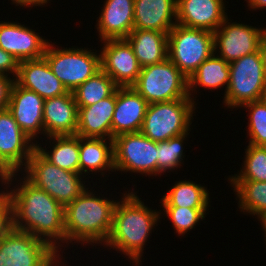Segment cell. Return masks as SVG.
Listing matches in <instances>:
<instances>
[{
	"instance_id": "6da1fadb",
	"label": "cell",
	"mask_w": 266,
	"mask_h": 266,
	"mask_svg": "<svg viewBox=\"0 0 266 266\" xmlns=\"http://www.w3.org/2000/svg\"><path fill=\"white\" fill-rule=\"evenodd\" d=\"M17 176L19 175L15 172L0 179L2 186L8 184L4 187V191L9 199L10 225L15 229L31 233L60 254L62 251L60 247L65 243L64 207L24 176H21L22 179L18 178L21 181L16 179ZM15 181L17 183L19 181L18 185L14 183ZM11 185L14 187L10 188Z\"/></svg>"
},
{
	"instance_id": "7a4b0ae2",
	"label": "cell",
	"mask_w": 266,
	"mask_h": 266,
	"mask_svg": "<svg viewBox=\"0 0 266 266\" xmlns=\"http://www.w3.org/2000/svg\"><path fill=\"white\" fill-rule=\"evenodd\" d=\"M130 190L125 191L115 205L112 231L103 247L116 249L117 253L127 256L130 263L140 266L148 237L160 222L162 212L145 206L137 191Z\"/></svg>"
},
{
	"instance_id": "3957f363",
	"label": "cell",
	"mask_w": 266,
	"mask_h": 266,
	"mask_svg": "<svg viewBox=\"0 0 266 266\" xmlns=\"http://www.w3.org/2000/svg\"><path fill=\"white\" fill-rule=\"evenodd\" d=\"M88 189L90 188L87 187L64 208L67 245L79 242L82 246H103L112 231L113 212L117 200L108 199L104 195L101 197L93 189Z\"/></svg>"
},
{
	"instance_id": "277c9868",
	"label": "cell",
	"mask_w": 266,
	"mask_h": 266,
	"mask_svg": "<svg viewBox=\"0 0 266 266\" xmlns=\"http://www.w3.org/2000/svg\"><path fill=\"white\" fill-rule=\"evenodd\" d=\"M20 173L30 183L46 191L64 208L88 186L85 185V177L79 172L66 171L55 166L36 148Z\"/></svg>"
},
{
	"instance_id": "5b68a950",
	"label": "cell",
	"mask_w": 266,
	"mask_h": 266,
	"mask_svg": "<svg viewBox=\"0 0 266 266\" xmlns=\"http://www.w3.org/2000/svg\"><path fill=\"white\" fill-rule=\"evenodd\" d=\"M196 101L176 99L148 104L141 133L159 142L191 131Z\"/></svg>"
},
{
	"instance_id": "8992f818",
	"label": "cell",
	"mask_w": 266,
	"mask_h": 266,
	"mask_svg": "<svg viewBox=\"0 0 266 266\" xmlns=\"http://www.w3.org/2000/svg\"><path fill=\"white\" fill-rule=\"evenodd\" d=\"M229 68V86L222 102L225 107L239 109L266 93V74L259 50L229 63Z\"/></svg>"
},
{
	"instance_id": "52a82bcc",
	"label": "cell",
	"mask_w": 266,
	"mask_h": 266,
	"mask_svg": "<svg viewBox=\"0 0 266 266\" xmlns=\"http://www.w3.org/2000/svg\"><path fill=\"white\" fill-rule=\"evenodd\" d=\"M132 87L148 104L191 99L188 78L168 58L142 67Z\"/></svg>"
},
{
	"instance_id": "ba28073f",
	"label": "cell",
	"mask_w": 266,
	"mask_h": 266,
	"mask_svg": "<svg viewBox=\"0 0 266 266\" xmlns=\"http://www.w3.org/2000/svg\"><path fill=\"white\" fill-rule=\"evenodd\" d=\"M50 43L51 41L43 57L54 75L69 92H73L101 69L100 53L96 50L94 52V49L92 51L87 47L75 46L60 49Z\"/></svg>"
},
{
	"instance_id": "9c48e42d",
	"label": "cell",
	"mask_w": 266,
	"mask_h": 266,
	"mask_svg": "<svg viewBox=\"0 0 266 266\" xmlns=\"http://www.w3.org/2000/svg\"><path fill=\"white\" fill-rule=\"evenodd\" d=\"M168 59L189 78L214 52V34L176 24L168 33Z\"/></svg>"
},
{
	"instance_id": "30bf717a",
	"label": "cell",
	"mask_w": 266,
	"mask_h": 266,
	"mask_svg": "<svg viewBox=\"0 0 266 266\" xmlns=\"http://www.w3.org/2000/svg\"><path fill=\"white\" fill-rule=\"evenodd\" d=\"M60 256L48 243L11 225L0 238V266H58Z\"/></svg>"
},
{
	"instance_id": "8fae6325",
	"label": "cell",
	"mask_w": 266,
	"mask_h": 266,
	"mask_svg": "<svg viewBox=\"0 0 266 266\" xmlns=\"http://www.w3.org/2000/svg\"><path fill=\"white\" fill-rule=\"evenodd\" d=\"M113 152L115 171L157 176L158 142L141 132L113 138Z\"/></svg>"
},
{
	"instance_id": "7c38bea8",
	"label": "cell",
	"mask_w": 266,
	"mask_h": 266,
	"mask_svg": "<svg viewBox=\"0 0 266 266\" xmlns=\"http://www.w3.org/2000/svg\"><path fill=\"white\" fill-rule=\"evenodd\" d=\"M35 148L8 108L0 110V179L10 173L19 174Z\"/></svg>"
},
{
	"instance_id": "4fadbf2b",
	"label": "cell",
	"mask_w": 266,
	"mask_h": 266,
	"mask_svg": "<svg viewBox=\"0 0 266 266\" xmlns=\"http://www.w3.org/2000/svg\"><path fill=\"white\" fill-rule=\"evenodd\" d=\"M262 28L232 22L228 17L214 34V52L231 63L239 58L257 52L260 48Z\"/></svg>"
},
{
	"instance_id": "5bb4252c",
	"label": "cell",
	"mask_w": 266,
	"mask_h": 266,
	"mask_svg": "<svg viewBox=\"0 0 266 266\" xmlns=\"http://www.w3.org/2000/svg\"><path fill=\"white\" fill-rule=\"evenodd\" d=\"M101 69L107 73L119 87L132 86L141 72V66L127 39L101 41Z\"/></svg>"
},
{
	"instance_id": "9a60e30c",
	"label": "cell",
	"mask_w": 266,
	"mask_h": 266,
	"mask_svg": "<svg viewBox=\"0 0 266 266\" xmlns=\"http://www.w3.org/2000/svg\"><path fill=\"white\" fill-rule=\"evenodd\" d=\"M43 107L44 99L42 97L14 81L7 108L22 131L35 144L38 143L37 140L35 141L36 137L39 139L38 134L44 136Z\"/></svg>"
},
{
	"instance_id": "2e32d148",
	"label": "cell",
	"mask_w": 266,
	"mask_h": 266,
	"mask_svg": "<svg viewBox=\"0 0 266 266\" xmlns=\"http://www.w3.org/2000/svg\"><path fill=\"white\" fill-rule=\"evenodd\" d=\"M35 31L17 21H0V48L9 52L18 62L41 58L50 40Z\"/></svg>"
},
{
	"instance_id": "e0dca14e",
	"label": "cell",
	"mask_w": 266,
	"mask_h": 266,
	"mask_svg": "<svg viewBox=\"0 0 266 266\" xmlns=\"http://www.w3.org/2000/svg\"><path fill=\"white\" fill-rule=\"evenodd\" d=\"M225 0H177V24L215 32L228 17Z\"/></svg>"
},
{
	"instance_id": "ac0fdd59",
	"label": "cell",
	"mask_w": 266,
	"mask_h": 266,
	"mask_svg": "<svg viewBox=\"0 0 266 266\" xmlns=\"http://www.w3.org/2000/svg\"><path fill=\"white\" fill-rule=\"evenodd\" d=\"M147 101L132 87H118L112 119V139L123 133L141 131Z\"/></svg>"
},
{
	"instance_id": "d6986e66",
	"label": "cell",
	"mask_w": 266,
	"mask_h": 266,
	"mask_svg": "<svg viewBox=\"0 0 266 266\" xmlns=\"http://www.w3.org/2000/svg\"><path fill=\"white\" fill-rule=\"evenodd\" d=\"M15 81L21 87L34 91L44 100L68 92L44 57L20 61Z\"/></svg>"
},
{
	"instance_id": "ffe728a7",
	"label": "cell",
	"mask_w": 266,
	"mask_h": 266,
	"mask_svg": "<svg viewBox=\"0 0 266 266\" xmlns=\"http://www.w3.org/2000/svg\"><path fill=\"white\" fill-rule=\"evenodd\" d=\"M44 136L76 135L78 107L73 92L44 100Z\"/></svg>"
},
{
	"instance_id": "44dd1931",
	"label": "cell",
	"mask_w": 266,
	"mask_h": 266,
	"mask_svg": "<svg viewBox=\"0 0 266 266\" xmlns=\"http://www.w3.org/2000/svg\"><path fill=\"white\" fill-rule=\"evenodd\" d=\"M135 0H105L96 29L100 41L126 39L134 28Z\"/></svg>"
},
{
	"instance_id": "7402d4cb",
	"label": "cell",
	"mask_w": 266,
	"mask_h": 266,
	"mask_svg": "<svg viewBox=\"0 0 266 266\" xmlns=\"http://www.w3.org/2000/svg\"><path fill=\"white\" fill-rule=\"evenodd\" d=\"M116 105V91L96 104L78 107L76 135L85 138L112 139V119Z\"/></svg>"
},
{
	"instance_id": "603a6c76",
	"label": "cell",
	"mask_w": 266,
	"mask_h": 266,
	"mask_svg": "<svg viewBox=\"0 0 266 266\" xmlns=\"http://www.w3.org/2000/svg\"><path fill=\"white\" fill-rule=\"evenodd\" d=\"M175 20V21H174ZM177 0H135L134 28L169 33L177 24Z\"/></svg>"
},
{
	"instance_id": "cb8c5ba5",
	"label": "cell",
	"mask_w": 266,
	"mask_h": 266,
	"mask_svg": "<svg viewBox=\"0 0 266 266\" xmlns=\"http://www.w3.org/2000/svg\"><path fill=\"white\" fill-rule=\"evenodd\" d=\"M107 171L115 172L113 139L79 136V173L86 179L90 172L104 176Z\"/></svg>"
},
{
	"instance_id": "d4e9b609",
	"label": "cell",
	"mask_w": 266,
	"mask_h": 266,
	"mask_svg": "<svg viewBox=\"0 0 266 266\" xmlns=\"http://www.w3.org/2000/svg\"><path fill=\"white\" fill-rule=\"evenodd\" d=\"M126 39L141 67L160 63L168 58V34L165 32L133 29Z\"/></svg>"
},
{
	"instance_id": "484cf974",
	"label": "cell",
	"mask_w": 266,
	"mask_h": 266,
	"mask_svg": "<svg viewBox=\"0 0 266 266\" xmlns=\"http://www.w3.org/2000/svg\"><path fill=\"white\" fill-rule=\"evenodd\" d=\"M230 68L229 63L223 58L218 57L215 53L206 59L198 69L188 78L189 80V97L196 100L197 88L218 90L225 87V92L229 86ZM192 93V94H191ZM193 97V98H192Z\"/></svg>"
},
{
	"instance_id": "4316f807",
	"label": "cell",
	"mask_w": 266,
	"mask_h": 266,
	"mask_svg": "<svg viewBox=\"0 0 266 266\" xmlns=\"http://www.w3.org/2000/svg\"><path fill=\"white\" fill-rule=\"evenodd\" d=\"M47 140L51 146L50 150L42 147L40 143L36 144V149L55 166L66 171L79 172V136H51L47 137Z\"/></svg>"
},
{
	"instance_id": "83f0119b",
	"label": "cell",
	"mask_w": 266,
	"mask_h": 266,
	"mask_svg": "<svg viewBox=\"0 0 266 266\" xmlns=\"http://www.w3.org/2000/svg\"><path fill=\"white\" fill-rule=\"evenodd\" d=\"M189 179L175 182L160 199L163 207L209 208V191L205 185Z\"/></svg>"
},
{
	"instance_id": "f1b7e54d",
	"label": "cell",
	"mask_w": 266,
	"mask_h": 266,
	"mask_svg": "<svg viewBox=\"0 0 266 266\" xmlns=\"http://www.w3.org/2000/svg\"><path fill=\"white\" fill-rule=\"evenodd\" d=\"M236 193L240 212L258 217L266 211V182L229 180Z\"/></svg>"
},
{
	"instance_id": "f546056e",
	"label": "cell",
	"mask_w": 266,
	"mask_h": 266,
	"mask_svg": "<svg viewBox=\"0 0 266 266\" xmlns=\"http://www.w3.org/2000/svg\"><path fill=\"white\" fill-rule=\"evenodd\" d=\"M118 87L113 79L100 69L73 91L77 107L96 104L111 96Z\"/></svg>"
},
{
	"instance_id": "4dcf8cb0",
	"label": "cell",
	"mask_w": 266,
	"mask_h": 266,
	"mask_svg": "<svg viewBox=\"0 0 266 266\" xmlns=\"http://www.w3.org/2000/svg\"><path fill=\"white\" fill-rule=\"evenodd\" d=\"M189 133H183L166 141L158 142L157 176L166 173V171L168 173L175 171V169L177 170L182 166L185 159L183 144L186 143Z\"/></svg>"
},
{
	"instance_id": "1f68e13d",
	"label": "cell",
	"mask_w": 266,
	"mask_h": 266,
	"mask_svg": "<svg viewBox=\"0 0 266 266\" xmlns=\"http://www.w3.org/2000/svg\"><path fill=\"white\" fill-rule=\"evenodd\" d=\"M246 147L240 172L227 179L266 182V146L248 143Z\"/></svg>"
},
{
	"instance_id": "d6a6232c",
	"label": "cell",
	"mask_w": 266,
	"mask_h": 266,
	"mask_svg": "<svg viewBox=\"0 0 266 266\" xmlns=\"http://www.w3.org/2000/svg\"><path fill=\"white\" fill-rule=\"evenodd\" d=\"M162 210L171 221L175 233L183 237L205 219L208 208L163 207Z\"/></svg>"
},
{
	"instance_id": "836d02e7",
	"label": "cell",
	"mask_w": 266,
	"mask_h": 266,
	"mask_svg": "<svg viewBox=\"0 0 266 266\" xmlns=\"http://www.w3.org/2000/svg\"><path fill=\"white\" fill-rule=\"evenodd\" d=\"M249 112V144L266 146V106L261 100L246 103L242 106ZM248 109V110H247Z\"/></svg>"
},
{
	"instance_id": "e575fe53",
	"label": "cell",
	"mask_w": 266,
	"mask_h": 266,
	"mask_svg": "<svg viewBox=\"0 0 266 266\" xmlns=\"http://www.w3.org/2000/svg\"><path fill=\"white\" fill-rule=\"evenodd\" d=\"M18 67V60L9 52H6L2 48H0V74L9 77H11L10 74H12V78L16 79L18 74Z\"/></svg>"
},
{
	"instance_id": "d590c367",
	"label": "cell",
	"mask_w": 266,
	"mask_h": 266,
	"mask_svg": "<svg viewBox=\"0 0 266 266\" xmlns=\"http://www.w3.org/2000/svg\"><path fill=\"white\" fill-rule=\"evenodd\" d=\"M3 190V191H2ZM10 226L9 199L4 189L0 190V238Z\"/></svg>"
},
{
	"instance_id": "8d00e7d4",
	"label": "cell",
	"mask_w": 266,
	"mask_h": 266,
	"mask_svg": "<svg viewBox=\"0 0 266 266\" xmlns=\"http://www.w3.org/2000/svg\"><path fill=\"white\" fill-rule=\"evenodd\" d=\"M15 79L0 74V110L6 109L9 104L10 91Z\"/></svg>"
},
{
	"instance_id": "74e56055",
	"label": "cell",
	"mask_w": 266,
	"mask_h": 266,
	"mask_svg": "<svg viewBox=\"0 0 266 266\" xmlns=\"http://www.w3.org/2000/svg\"><path fill=\"white\" fill-rule=\"evenodd\" d=\"M14 4H16L15 6H19V7H22L23 6V8L25 7V8H29V7H39V6H45V4L47 5L49 2H50V0H11Z\"/></svg>"
},
{
	"instance_id": "f35d334b",
	"label": "cell",
	"mask_w": 266,
	"mask_h": 266,
	"mask_svg": "<svg viewBox=\"0 0 266 266\" xmlns=\"http://www.w3.org/2000/svg\"><path fill=\"white\" fill-rule=\"evenodd\" d=\"M259 51L262 56L264 71L266 74V28H262Z\"/></svg>"
},
{
	"instance_id": "ab89813d",
	"label": "cell",
	"mask_w": 266,
	"mask_h": 266,
	"mask_svg": "<svg viewBox=\"0 0 266 266\" xmlns=\"http://www.w3.org/2000/svg\"><path fill=\"white\" fill-rule=\"evenodd\" d=\"M247 2V7L251 8V10H262L263 8L266 9V0H245Z\"/></svg>"
},
{
	"instance_id": "60d3db41",
	"label": "cell",
	"mask_w": 266,
	"mask_h": 266,
	"mask_svg": "<svg viewBox=\"0 0 266 266\" xmlns=\"http://www.w3.org/2000/svg\"><path fill=\"white\" fill-rule=\"evenodd\" d=\"M257 219H259L258 221H260V223H261V229L264 231V237H265V241H266V211H264L261 215H259L258 217H257ZM265 245H266V243H265Z\"/></svg>"
},
{
	"instance_id": "b9f144b4",
	"label": "cell",
	"mask_w": 266,
	"mask_h": 266,
	"mask_svg": "<svg viewBox=\"0 0 266 266\" xmlns=\"http://www.w3.org/2000/svg\"><path fill=\"white\" fill-rule=\"evenodd\" d=\"M63 259V257L62 258H60V260H59V264H58V266L60 265V266H67L66 265V263H67V260H65V258L63 259L64 261L62 262L61 260ZM66 261V262H65ZM65 262V263H64Z\"/></svg>"
},
{
	"instance_id": "7bdbcfd3",
	"label": "cell",
	"mask_w": 266,
	"mask_h": 266,
	"mask_svg": "<svg viewBox=\"0 0 266 266\" xmlns=\"http://www.w3.org/2000/svg\"><path fill=\"white\" fill-rule=\"evenodd\" d=\"M266 106V93L260 99Z\"/></svg>"
}]
</instances>
